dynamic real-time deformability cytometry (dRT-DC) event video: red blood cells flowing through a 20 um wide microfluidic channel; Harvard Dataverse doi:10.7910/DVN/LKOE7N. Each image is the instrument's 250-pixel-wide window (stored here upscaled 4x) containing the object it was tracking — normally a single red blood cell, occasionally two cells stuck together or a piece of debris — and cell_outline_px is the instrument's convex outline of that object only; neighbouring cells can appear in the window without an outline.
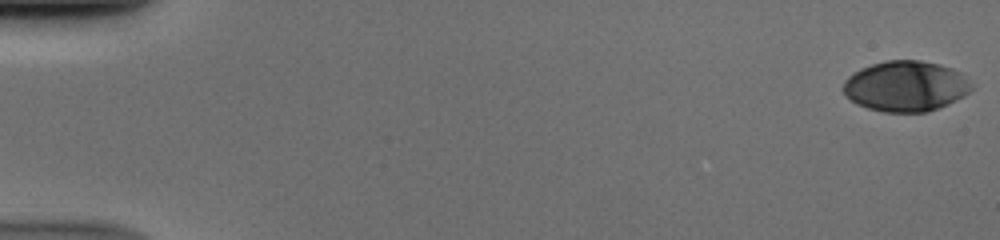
{"species": "human", "species_latin": "Homo sapiens", "temperature_condition": "cold", "stored_images_in_passage": 7, "camera_frame_rate_fps": 3000, "um_per_image_px": 0.085, "donor": {"sex": "male"}, "frame": {"image": 1, "passage_image": 1, "time_ms": 0.0, "image_size_px": [1000, 240], "cell_outline_px": [[972, 88], [964, 96], [940, 108], [928, 112], [884, 112], [868, 108], [856, 104], [844, 96], [844, 80], [848, 76], [860, 68], [872, 64], [888, 60], [920, 60], [940, 64], [952, 68], [960, 72], [972, 84]], "centroid_in_image_um": [76.98, 7.33], "position_along_channel_um": 8.0, "area_um2": 37.97}}